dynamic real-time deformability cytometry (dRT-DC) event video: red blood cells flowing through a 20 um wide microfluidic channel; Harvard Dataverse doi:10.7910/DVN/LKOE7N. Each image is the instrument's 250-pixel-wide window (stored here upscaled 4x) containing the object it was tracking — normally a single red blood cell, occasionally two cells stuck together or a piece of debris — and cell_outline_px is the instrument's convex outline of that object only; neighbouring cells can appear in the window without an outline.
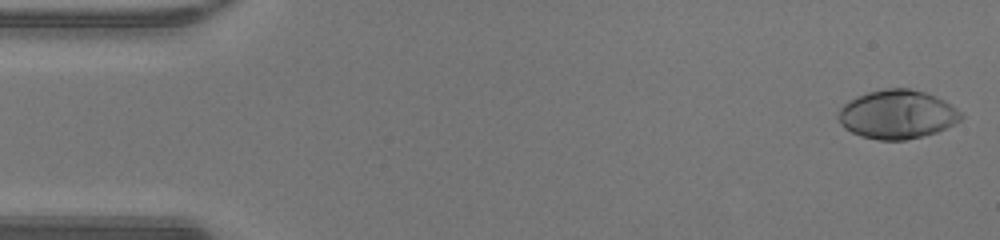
{"species": "human", "species_latin": "Homo sapiens", "temperature_condition": "warm", "stored_images_in_passage": 47, "camera_frame_rate_fps": 3000, "um_per_image_px": 0.085, "donor": {"sex": "male"}, "frame": {"image": 1, "passage_image": 1, "time_ms": 0.0, "image_size_px": [1000, 240], "cell_outline_px": [[964, 116], [960, 120], [936, 132], [904, 140], [880, 140], [860, 136], [844, 128], [840, 124], [836, 116], [840, 108], [844, 104], [856, 96], [868, 92], [888, 88], [908, 88], [924, 92], [936, 96], [944, 100], [956, 108]], "centroid_in_image_um": [76.22, 9.72], "position_along_channel_um": 8.8, "area_um2": 34.74}}
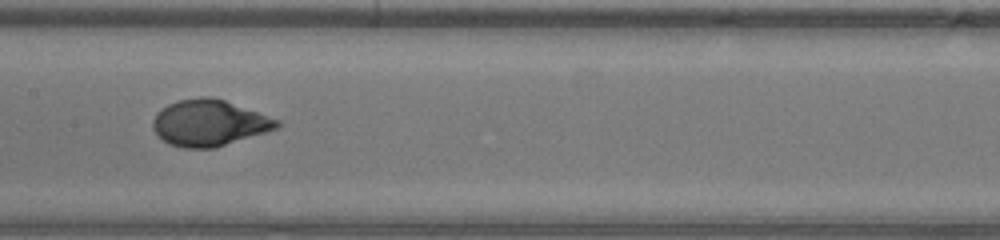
{"frame": {"image": 2, "passage_image": 23, "time_ms": 7.333, "image_size_px": [1000, 240], "cell_outline_px": [[280, 124], [276, 128], [264, 132], [212, 148], [184, 148], [168, 144], [152, 128], [152, 120], [156, 112], [160, 108], [176, 100], [200, 96], [212, 96], [224, 100], [280, 120]], "centroid_in_image_um": [17.71, 10.42], "position_along_channel_um": 189.7, "area_um2": 33.18}}
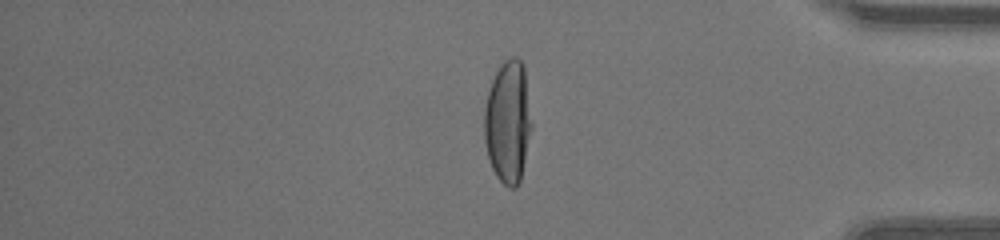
{"frame": {"image": 3, "passage_image": 39, "time_ms": 12.667, "image_size_px": [1000, 240], "cell_outline_px": [[532, 128], [520, 180], [516, 188], [508, 188], [496, 176], [492, 168], [488, 156], [484, 140], [484, 108], [488, 92], [492, 80], [500, 64], [504, 60], [512, 56], [516, 56], [524, 64], [532, 124]], "centroid_in_image_um": [43.18, 10.34], "position_along_channel_um": 392.0, "area_um2": 34.04}, "authors_computed_cell_mechanics": {"area_um2": 33.813, "velocity_mm_per_s": 4.3363, "shape_relaxation_time_tau1_ms": 4.2279, "shape_relaxation_time_tau2_ms": null, "deformation_change_tau1": 0.2605, "deformation_change_tau2": null}}